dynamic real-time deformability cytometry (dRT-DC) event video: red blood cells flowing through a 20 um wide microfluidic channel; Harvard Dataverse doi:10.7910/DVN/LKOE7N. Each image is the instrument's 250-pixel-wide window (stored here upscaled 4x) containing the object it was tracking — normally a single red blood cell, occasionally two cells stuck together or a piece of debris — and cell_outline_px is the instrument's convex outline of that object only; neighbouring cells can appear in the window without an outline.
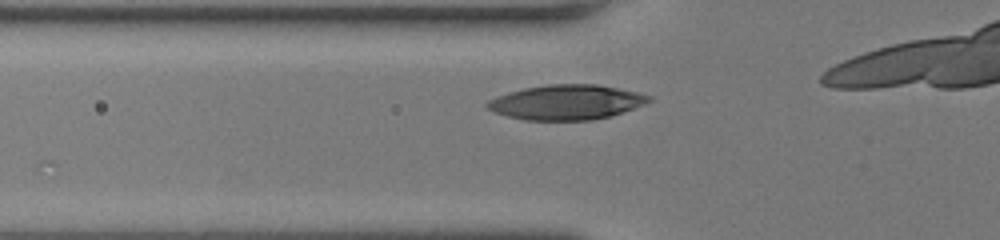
{"species": "human", "species_latin": "Homo sapiens", "temperature_condition": "room temperature", "stored_images_in_passage": 14, "camera_frame_rate_fps": 3000, "um_per_image_px": 0.085, "donor": {"sex": "female"}, "frame": {"image": 1, "passage_image": 2, "time_ms": 0.333, "image_size_px": [1000, 240], "cell_outline_px": [[652, 100], [644, 104], [612, 116], [592, 120], [524, 120], [492, 112], [484, 104], [488, 100], [496, 96], [508, 92], [524, 88], [548, 84], [596, 84], [636, 92], [652, 96]], "centroid_in_image_um": [48.11, 8.69], "position_along_channel_um": 77.7, "area_um2": 32.89}}
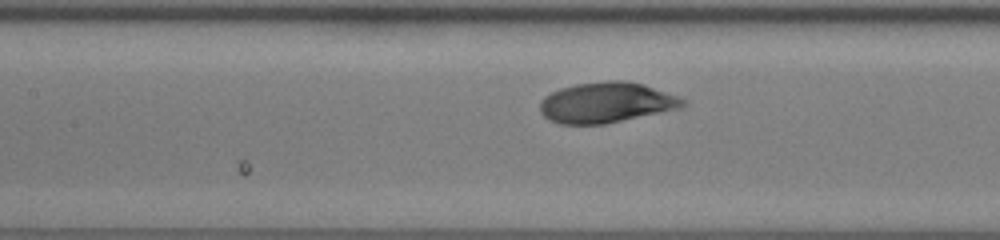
{"frame": {"image": 2, "passage_image": 8, "time_ms": 2.333, "image_size_px": [1000, 240], "cell_outline_px": [[688, 104], [680, 108], [604, 124], [560, 124], [548, 120], [540, 112], [540, 100], [544, 96], [560, 88], [576, 84], [608, 80], [624, 80], [644, 84], [676, 96], [684, 100]], "centroid_in_image_um": [51.5, 8.71], "position_along_channel_um": 155.9, "area_um2": 33.64}}
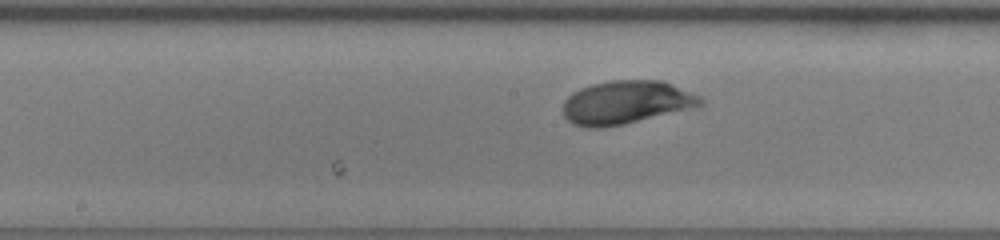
{"frame": {"image": 3, "passage_image": 11, "time_ms": 3.333, "image_size_px": [1000, 240], "cell_outline_px": [[704, 104], [692, 108], [624, 124], [600, 128], [588, 128], [572, 124], [564, 116], [564, 100], [572, 92], [580, 88], [592, 84], [612, 80], [664, 80], [700, 96], [704, 100]], "centroid_in_image_um": [53.22, 8.7], "position_along_channel_um": 195.0, "area_um2": 34.8}}